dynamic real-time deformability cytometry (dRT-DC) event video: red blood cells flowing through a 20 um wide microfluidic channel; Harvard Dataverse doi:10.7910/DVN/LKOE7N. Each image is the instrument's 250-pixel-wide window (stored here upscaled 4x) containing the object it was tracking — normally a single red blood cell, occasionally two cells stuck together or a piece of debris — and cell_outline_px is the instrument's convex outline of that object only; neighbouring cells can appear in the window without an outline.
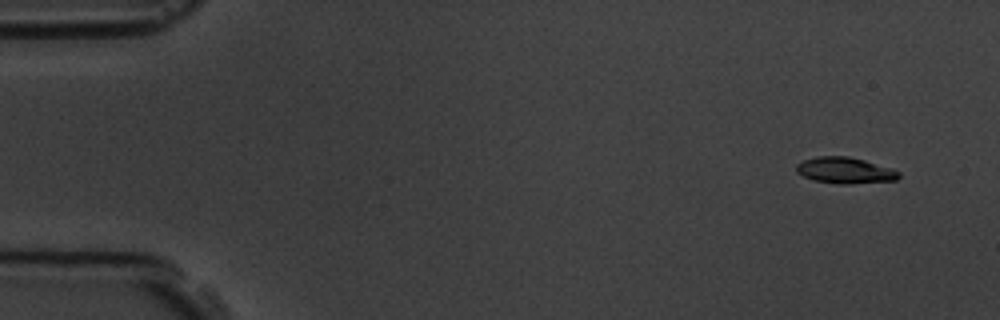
{"species": "common noctule bat (a hibernating species)", "species_latin": "Nyctalus noctula", "temperature_condition": "room temperature", "stored_images_in_passage": 4, "camera_frame_rate_fps": 3000, "um_per_image_px": 0.085, "animal": {"sex": "male", "body_mass_g": 19.5, "forearm_length_mm": 54.6}, "frame": {"image": 1, "passage_image": 1, "time_ms": 0.0, "image_size_px": [1000, 320], "cell_outline_px": [[900, 176], [896, 180], [848, 184], [840, 184], [816, 180], [804, 176], [796, 172], [796, 164], [804, 160], [816, 156], [848, 156], [864, 160], [892, 168], [900, 172]], "centroid_in_image_um": [71.84, 14.47], "position_along_channel_um": 13.2, "area_um2": 15.55}}